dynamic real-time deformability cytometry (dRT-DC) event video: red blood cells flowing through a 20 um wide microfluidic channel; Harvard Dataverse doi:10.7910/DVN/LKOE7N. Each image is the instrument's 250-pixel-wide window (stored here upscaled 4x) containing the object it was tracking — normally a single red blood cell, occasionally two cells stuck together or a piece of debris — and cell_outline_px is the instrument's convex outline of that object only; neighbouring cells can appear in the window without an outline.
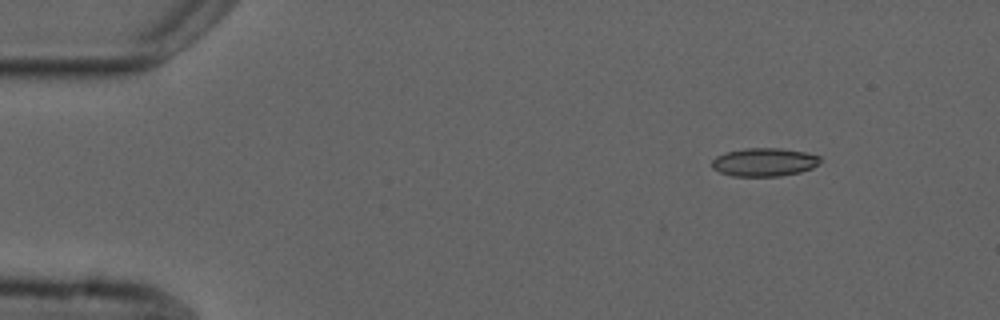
{"species": "common noctule bat (a hibernating species)", "species_latin": "Nyctalus noctula", "temperature_condition": "cold", "stored_images_in_passage": 7, "camera_frame_rate_fps": 3000, "um_per_image_px": 0.085, "animal": {"sex": "male", "forearm_length_mm": 52.5}, "frame": {"image": 1, "passage_image": 1, "time_ms": 0.0, "image_size_px": [1000, 320], "cell_outline_px": [[820, 160], [812, 168], [800, 172], [780, 176], [732, 176], [720, 172], [712, 168], [712, 160], [716, 156], [724, 152], [744, 148], [780, 148], [804, 152], [820, 156]], "centroid_in_image_um": [64.92, 13.78], "position_along_channel_um": 20.1, "area_um2": 17.86}}
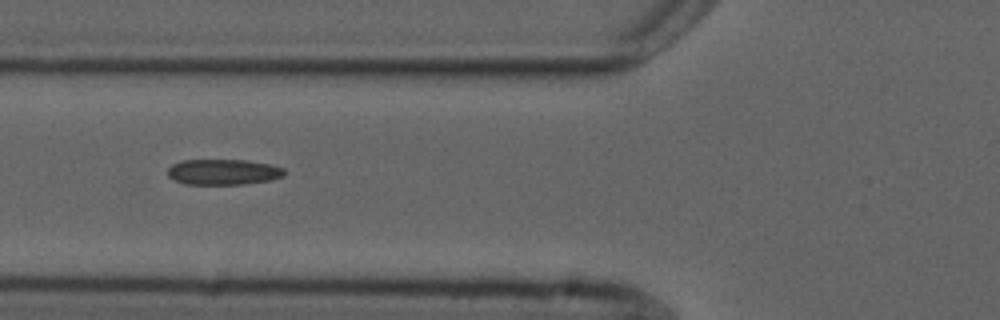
{"frame": {"image": 2, "passage_image": 5, "time_ms": 4.667, "image_size_px": [1000, 320], "cell_outline_px": [[284, 176], [268, 180], [244, 184], [184, 184], [172, 180], [168, 176], [168, 168], [172, 164], [180, 160], [248, 160], [272, 164], [284, 168]], "centroid_in_image_um": [18.95, 14.61], "position_along_channel_um": 106.8, "area_um2": 17.57}}
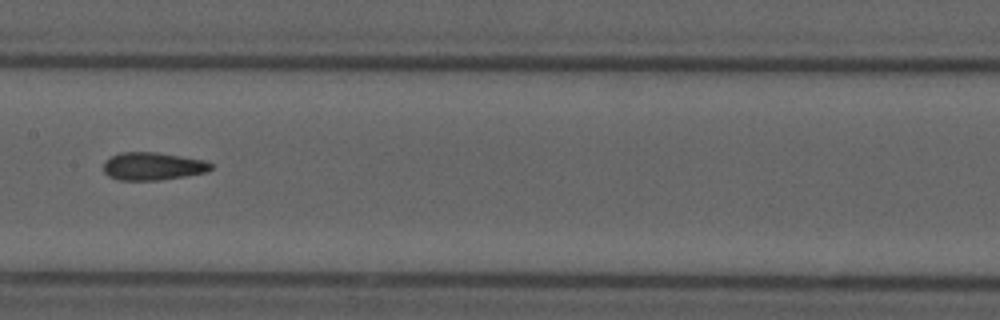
{"frame": {"image": 3, "passage_image": 7, "time_ms": 7.0, "image_size_px": [1000, 320], "cell_outline_px": [[212, 168], [208, 172], [160, 180], [120, 180], [108, 176], [104, 172], [104, 160], [120, 152], [156, 152], [204, 160], [212, 164]], "centroid_in_image_um": [12.97, 14.13], "position_along_channel_um": 194.4, "area_um2": 17.4}}